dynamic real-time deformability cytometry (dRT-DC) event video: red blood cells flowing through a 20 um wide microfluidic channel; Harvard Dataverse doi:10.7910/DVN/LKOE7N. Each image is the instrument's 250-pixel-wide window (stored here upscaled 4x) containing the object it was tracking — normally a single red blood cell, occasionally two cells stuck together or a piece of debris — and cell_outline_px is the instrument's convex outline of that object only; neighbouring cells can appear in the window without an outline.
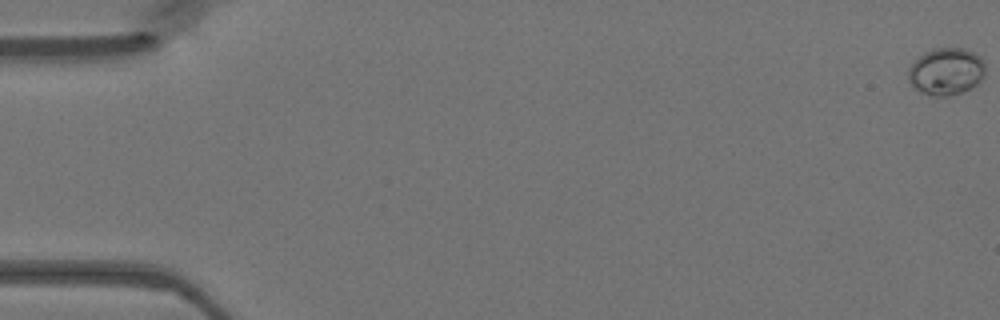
{"species": "Egyptian fruit bat (a non-hibernating species)", "species_latin": "Rousettus aegyptiacus", "temperature_condition": "warm", "stored_images_in_passage": 49, "camera_frame_rate_fps": 3000, "um_per_image_px": 0.085, "animal": {"sex": "female"}, "frame": {"image": 1, "passage_image": 1, "time_ms": 0.0, "image_size_px": [1000, 320], "cell_outline_px": [[984, 76], [972, 88], [964, 92], [948, 96], [932, 96], [908, 84], [908, 68], [924, 52], [932, 48], [964, 48], [980, 56], [984, 60]], "centroid_in_image_um": [80.42, 6.07], "position_along_channel_um": 4.6, "area_um2": 21.27}}
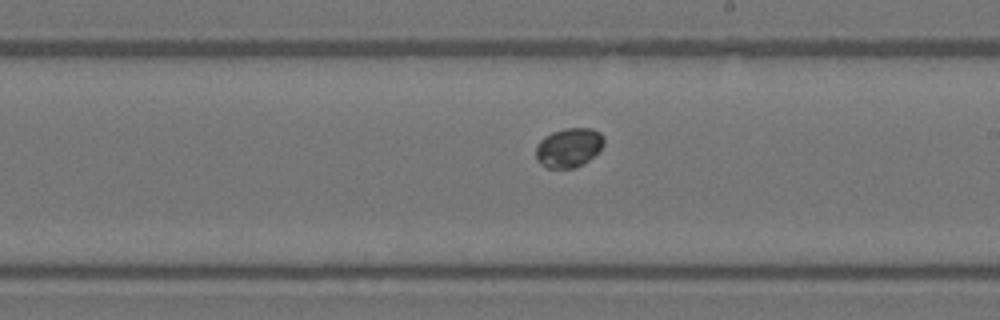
{"frame": {"image": 2, "passage_image": 29, "time_ms": 9.333, "image_size_px": [1000, 320], "cell_outline_px": [[604, 144], [588, 160], [576, 168], [548, 168], [540, 164], [536, 160], [536, 148], [540, 140], [544, 136], [552, 132], [564, 128], [592, 128], [600, 132], [604, 136]], "centroid_in_image_um": [48.33, 12.54], "position_along_channel_um": 240.7, "area_um2": 15.61}}
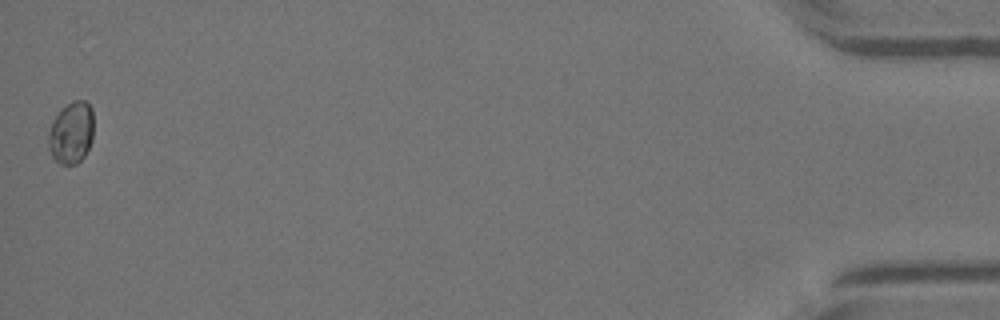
{"frame": {"image": 3, "passage_image": 49, "time_ms": 16.0, "image_size_px": [1000, 320], "cell_outline_px": [[92, 140], [84, 156], [76, 164], [60, 164], [52, 156], [48, 148], [48, 132], [52, 120], [72, 100], [84, 100], [92, 108]], "centroid_in_image_um": [6.04, 11.29], "position_along_channel_um": 429.2, "area_um2": 16.18}}